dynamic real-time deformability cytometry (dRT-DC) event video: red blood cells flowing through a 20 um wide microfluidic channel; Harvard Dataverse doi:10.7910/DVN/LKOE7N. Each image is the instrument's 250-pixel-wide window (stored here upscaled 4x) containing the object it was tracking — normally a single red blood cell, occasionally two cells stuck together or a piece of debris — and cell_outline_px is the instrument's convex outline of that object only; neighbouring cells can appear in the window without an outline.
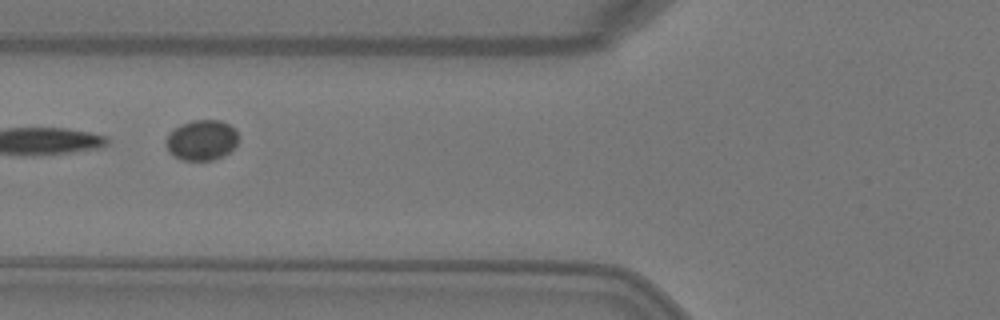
{"species": "Egyptian fruit bat (a non-hibernating species)", "species_latin": "Rousettus aegyptiacus", "temperature_condition": "warm", "stored_images_in_passage": 3, "camera_frame_rate_fps": 3000, "um_per_image_px": 0.085, "animal": {"sex": "female"}, "frame": {"image": 1, "passage_image": 2, "time_ms": 0.333, "image_size_px": [1000, 320], "cell_outline_px": [[236, 144], [228, 152], [212, 160], [184, 160], [168, 152], [164, 140], [180, 124], [192, 120], [220, 120], [228, 124], [236, 132]], "centroid_in_image_um": [17.1, 11.9], "position_along_channel_um": 108.7, "area_um2": 16.65}}
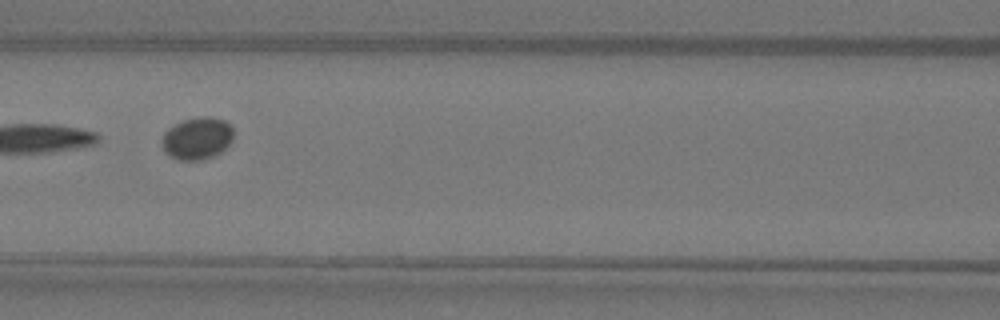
{"frame": {"image": 2, "passage_image": 3, "time_ms": 0.667, "image_size_px": [1000, 320], "cell_outline_px": [[232, 140], [220, 152], [212, 156], [200, 160], [180, 160], [164, 152], [160, 140], [164, 132], [168, 128], [184, 120], [204, 116], [208, 116], [224, 120], [232, 124]], "centroid_in_image_um": [16.74, 11.75], "position_along_channel_um": 149.9, "area_um2": 17.51}}